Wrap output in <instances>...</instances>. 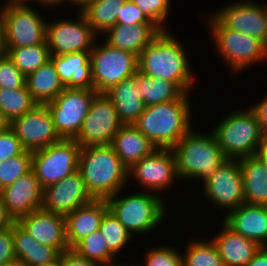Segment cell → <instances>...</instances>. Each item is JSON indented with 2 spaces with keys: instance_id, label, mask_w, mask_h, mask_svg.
<instances>
[{
  "instance_id": "31",
  "label": "cell",
  "mask_w": 267,
  "mask_h": 266,
  "mask_svg": "<svg viewBox=\"0 0 267 266\" xmlns=\"http://www.w3.org/2000/svg\"><path fill=\"white\" fill-rule=\"evenodd\" d=\"M141 97L145 106L177 100L184 92L169 80L149 77L140 71L135 73Z\"/></svg>"
},
{
  "instance_id": "7",
  "label": "cell",
  "mask_w": 267,
  "mask_h": 266,
  "mask_svg": "<svg viewBox=\"0 0 267 266\" xmlns=\"http://www.w3.org/2000/svg\"><path fill=\"white\" fill-rule=\"evenodd\" d=\"M208 18L215 50L223 57L232 72L230 74H238L252 64L267 61V46L259 39L224 28L212 15Z\"/></svg>"
},
{
  "instance_id": "43",
  "label": "cell",
  "mask_w": 267,
  "mask_h": 266,
  "mask_svg": "<svg viewBox=\"0 0 267 266\" xmlns=\"http://www.w3.org/2000/svg\"><path fill=\"white\" fill-rule=\"evenodd\" d=\"M116 24L137 25V24H154L131 0H127L121 7Z\"/></svg>"
},
{
  "instance_id": "55",
  "label": "cell",
  "mask_w": 267,
  "mask_h": 266,
  "mask_svg": "<svg viewBox=\"0 0 267 266\" xmlns=\"http://www.w3.org/2000/svg\"><path fill=\"white\" fill-rule=\"evenodd\" d=\"M7 3H25V4H29L31 3L30 1L32 0H6Z\"/></svg>"
},
{
  "instance_id": "38",
  "label": "cell",
  "mask_w": 267,
  "mask_h": 266,
  "mask_svg": "<svg viewBox=\"0 0 267 266\" xmlns=\"http://www.w3.org/2000/svg\"><path fill=\"white\" fill-rule=\"evenodd\" d=\"M32 170V152L21 154L0 163V190L14 183L19 177Z\"/></svg>"
},
{
  "instance_id": "33",
  "label": "cell",
  "mask_w": 267,
  "mask_h": 266,
  "mask_svg": "<svg viewBox=\"0 0 267 266\" xmlns=\"http://www.w3.org/2000/svg\"><path fill=\"white\" fill-rule=\"evenodd\" d=\"M2 50L25 77L49 61L51 57L46 41L34 46L2 48Z\"/></svg>"
},
{
  "instance_id": "25",
  "label": "cell",
  "mask_w": 267,
  "mask_h": 266,
  "mask_svg": "<svg viewBox=\"0 0 267 266\" xmlns=\"http://www.w3.org/2000/svg\"><path fill=\"white\" fill-rule=\"evenodd\" d=\"M104 94L114 104L123 125L134 124L146 107L135 74L110 87Z\"/></svg>"
},
{
  "instance_id": "27",
  "label": "cell",
  "mask_w": 267,
  "mask_h": 266,
  "mask_svg": "<svg viewBox=\"0 0 267 266\" xmlns=\"http://www.w3.org/2000/svg\"><path fill=\"white\" fill-rule=\"evenodd\" d=\"M110 145L128 169L157 149L134 124L122 125Z\"/></svg>"
},
{
  "instance_id": "11",
  "label": "cell",
  "mask_w": 267,
  "mask_h": 266,
  "mask_svg": "<svg viewBox=\"0 0 267 266\" xmlns=\"http://www.w3.org/2000/svg\"><path fill=\"white\" fill-rule=\"evenodd\" d=\"M97 93L94 89L65 88L53 101L45 104L61 139L76 138Z\"/></svg>"
},
{
  "instance_id": "20",
  "label": "cell",
  "mask_w": 267,
  "mask_h": 266,
  "mask_svg": "<svg viewBox=\"0 0 267 266\" xmlns=\"http://www.w3.org/2000/svg\"><path fill=\"white\" fill-rule=\"evenodd\" d=\"M43 192L35 172L31 170L0 190V197L8 212L17 220L42 208Z\"/></svg>"
},
{
  "instance_id": "54",
  "label": "cell",
  "mask_w": 267,
  "mask_h": 266,
  "mask_svg": "<svg viewBox=\"0 0 267 266\" xmlns=\"http://www.w3.org/2000/svg\"><path fill=\"white\" fill-rule=\"evenodd\" d=\"M2 266H29V265L23 262L22 260L14 259L13 261H9Z\"/></svg>"
},
{
  "instance_id": "15",
  "label": "cell",
  "mask_w": 267,
  "mask_h": 266,
  "mask_svg": "<svg viewBox=\"0 0 267 266\" xmlns=\"http://www.w3.org/2000/svg\"><path fill=\"white\" fill-rule=\"evenodd\" d=\"M131 177L143 190L161 195V191L171 188L179 180L173 150L157 148L128 169V182Z\"/></svg>"
},
{
  "instance_id": "28",
  "label": "cell",
  "mask_w": 267,
  "mask_h": 266,
  "mask_svg": "<svg viewBox=\"0 0 267 266\" xmlns=\"http://www.w3.org/2000/svg\"><path fill=\"white\" fill-rule=\"evenodd\" d=\"M25 85L33 99L40 105L53 101L66 88L51 59L28 74Z\"/></svg>"
},
{
  "instance_id": "53",
  "label": "cell",
  "mask_w": 267,
  "mask_h": 266,
  "mask_svg": "<svg viewBox=\"0 0 267 266\" xmlns=\"http://www.w3.org/2000/svg\"><path fill=\"white\" fill-rule=\"evenodd\" d=\"M41 266H63V259H62V253H60V255L55 258L53 261L46 263L44 265Z\"/></svg>"
},
{
  "instance_id": "42",
  "label": "cell",
  "mask_w": 267,
  "mask_h": 266,
  "mask_svg": "<svg viewBox=\"0 0 267 266\" xmlns=\"http://www.w3.org/2000/svg\"><path fill=\"white\" fill-rule=\"evenodd\" d=\"M24 150L21 141L10 127L0 132V163L21 154Z\"/></svg>"
},
{
  "instance_id": "13",
  "label": "cell",
  "mask_w": 267,
  "mask_h": 266,
  "mask_svg": "<svg viewBox=\"0 0 267 266\" xmlns=\"http://www.w3.org/2000/svg\"><path fill=\"white\" fill-rule=\"evenodd\" d=\"M122 125L114 104L104 93H97L74 140L81 147L110 145Z\"/></svg>"
},
{
  "instance_id": "9",
  "label": "cell",
  "mask_w": 267,
  "mask_h": 266,
  "mask_svg": "<svg viewBox=\"0 0 267 266\" xmlns=\"http://www.w3.org/2000/svg\"><path fill=\"white\" fill-rule=\"evenodd\" d=\"M95 44L90 52L93 89L104 93L110 87L133 76L138 71V56L112 47L105 40Z\"/></svg>"
},
{
  "instance_id": "45",
  "label": "cell",
  "mask_w": 267,
  "mask_h": 266,
  "mask_svg": "<svg viewBox=\"0 0 267 266\" xmlns=\"http://www.w3.org/2000/svg\"><path fill=\"white\" fill-rule=\"evenodd\" d=\"M63 266H102L78 254L72 248L62 252Z\"/></svg>"
},
{
  "instance_id": "29",
  "label": "cell",
  "mask_w": 267,
  "mask_h": 266,
  "mask_svg": "<svg viewBox=\"0 0 267 266\" xmlns=\"http://www.w3.org/2000/svg\"><path fill=\"white\" fill-rule=\"evenodd\" d=\"M241 166L244 203L267 206V172L255 157L239 159Z\"/></svg>"
},
{
  "instance_id": "6",
  "label": "cell",
  "mask_w": 267,
  "mask_h": 266,
  "mask_svg": "<svg viewBox=\"0 0 267 266\" xmlns=\"http://www.w3.org/2000/svg\"><path fill=\"white\" fill-rule=\"evenodd\" d=\"M211 132L228 159L254 156L267 141L250 107L229 112Z\"/></svg>"
},
{
  "instance_id": "50",
  "label": "cell",
  "mask_w": 267,
  "mask_h": 266,
  "mask_svg": "<svg viewBox=\"0 0 267 266\" xmlns=\"http://www.w3.org/2000/svg\"><path fill=\"white\" fill-rule=\"evenodd\" d=\"M34 1V0H32ZM36 2H38L39 5H42V7L48 8L50 9V7L54 8L58 5H60L62 2V4H66L64 2H68L69 0H35ZM54 6V7H53Z\"/></svg>"
},
{
  "instance_id": "44",
  "label": "cell",
  "mask_w": 267,
  "mask_h": 266,
  "mask_svg": "<svg viewBox=\"0 0 267 266\" xmlns=\"http://www.w3.org/2000/svg\"><path fill=\"white\" fill-rule=\"evenodd\" d=\"M16 259L12 237V227L0 229V266Z\"/></svg>"
},
{
  "instance_id": "49",
  "label": "cell",
  "mask_w": 267,
  "mask_h": 266,
  "mask_svg": "<svg viewBox=\"0 0 267 266\" xmlns=\"http://www.w3.org/2000/svg\"><path fill=\"white\" fill-rule=\"evenodd\" d=\"M254 156L261 162L267 172V141Z\"/></svg>"
},
{
  "instance_id": "19",
  "label": "cell",
  "mask_w": 267,
  "mask_h": 266,
  "mask_svg": "<svg viewBox=\"0 0 267 266\" xmlns=\"http://www.w3.org/2000/svg\"><path fill=\"white\" fill-rule=\"evenodd\" d=\"M93 198L86 189L79 170L63 180L51 184L44 189L42 208L65 216Z\"/></svg>"
},
{
  "instance_id": "34",
  "label": "cell",
  "mask_w": 267,
  "mask_h": 266,
  "mask_svg": "<svg viewBox=\"0 0 267 266\" xmlns=\"http://www.w3.org/2000/svg\"><path fill=\"white\" fill-rule=\"evenodd\" d=\"M37 105L26 85L19 89L0 88V109L10 122Z\"/></svg>"
},
{
  "instance_id": "18",
  "label": "cell",
  "mask_w": 267,
  "mask_h": 266,
  "mask_svg": "<svg viewBox=\"0 0 267 266\" xmlns=\"http://www.w3.org/2000/svg\"><path fill=\"white\" fill-rule=\"evenodd\" d=\"M16 223L38 243L55 248L59 253L69 248L65 217L61 214L41 208L19 217Z\"/></svg>"
},
{
  "instance_id": "39",
  "label": "cell",
  "mask_w": 267,
  "mask_h": 266,
  "mask_svg": "<svg viewBox=\"0 0 267 266\" xmlns=\"http://www.w3.org/2000/svg\"><path fill=\"white\" fill-rule=\"evenodd\" d=\"M170 245L153 246L146 251L144 265L134 266H183V257L181 250ZM181 252V253H180Z\"/></svg>"
},
{
  "instance_id": "46",
  "label": "cell",
  "mask_w": 267,
  "mask_h": 266,
  "mask_svg": "<svg viewBox=\"0 0 267 266\" xmlns=\"http://www.w3.org/2000/svg\"><path fill=\"white\" fill-rule=\"evenodd\" d=\"M253 105L250 108L256 113L261 131L267 139V97Z\"/></svg>"
},
{
  "instance_id": "47",
  "label": "cell",
  "mask_w": 267,
  "mask_h": 266,
  "mask_svg": "<svg viewBox=\"0 0 267 266\" xmlns=\"http://www.w3.org/2000/svg\"><path fill=\"white\" fill-rule=\"evenodd\" d=\"M16 223L14 217L8 212L0 197V229L12 227Z\"/></svg>"
},
{
  "instance_id": "57",
  "label": "cell",
  "mask_w": 267,
  "mask_h": 266,
  "mask_svg": "<svg viewBox=\"0 0 267 266\" xmlns=\"http://www.w3.org/2000/svg\"><path fill=\"white\" fill-rule=\"evenodd\" d=\"M118 266H134V264L133 265L132 264L131 265L130 264L129 265L128 264L126 265V264H123V262H122V264H120Z\"/></svg>"
},
{
  "instance_id": "56",
  "label": "cell",
  "mask_w": 267,
  "mask_h": 266,
  "mask_svg": "<svg viewBox=\"0 0 267 266\" xmlns=\"http://www.w3.org/2000/svg\"><path fill=\"white\" fill-rule=\"evenodd\" d=\"M0 52H3V50H2V21H1V11H0Z\"/></svg>"
},
{
  "instance_id": "12",
  "label": "cell",
  "mask_w": 267,
  "mask_h": 266,
  "mask_svg": "<svg viewBox=\"0 0 267 266\" xmlns=\"http://www.w3.org/2000/svg\"><path fill=\"white\" fill-rule=\"evenodd\" d=\"M78 18L61 19L46 24V42L52 55L91 52L97 35L81 11Z\"/></svg>"
},
{
  "instance_id": "23",
  "label": "cell",
  "mask_w": 267,
  "mask_h": 266,
  "mask_svg": "<svg viewBox=\"0 0 267 266\" xmlns=\"http://www.w3.org/2000/svg\"><path fill=\"white\" fill-rule=\"evenodd\" d=\"M222 230L210 239L223 260L224 266H245L261 248L257 243L234 232L224 222Z\"/></svg>"
},
{
  "instance_id": "51",
  "label": "cell",
  "mask_w": 267,
  "mask_h": 266,
  "mask_svg": "<svg viewBox=\"0 0 267 266\" xmlns=\"http://www.w3.org/2000/svg\"><path fill=\"white\" fill-rule=\"evenodd\" d=\"M94 0H69V3L71 6H76L79 9V11L83 10L89 3L93 2Z\"/></svg>"
},
{
  "instance_id": "35",
  "label": "cell",
  "mask_w": 267,
  "mask_h": 266,
  "mask_svg": "<svg viewBox=\"0 0 267 266\" xmlns=\"http://www.w3.org/2000/svg\"><path fill=\"white\" fill-rule=\"evenodd\" d=\"M72 249L92 262L102 266H118L116 257L107 249L100 230L85 236L78 241ZM115 258V259H114Z\"/></svg>"
},
{
  "instance_id": "14",
  "label": "cell",
  "mask_w": 267,
  "mask_h": 266,
  "mask_svg": "<svg viewBox=\"0 0 267 266\" xmlns=\"http://www.w3.org/2000/svg\"><path fill=\"white\" fill-rule=\"evenodd\" d=\"M236 1V2H234ZM232 0L211 14L224 28L255 37L267 46L266 3ZM263 4V5H262Z\"/></svg>"
},
{
  "instance_id": "22",
  "label": "cell",
  "mask_w": 267,
  "mask_h": 266,
  "mask_svg": "<svg viewBox=\"0 0 267 266\" xmlns=\"http://www.w3.org/2000/svg\"><path fill=\"white\" fill-rule=\"evenodd\" d=\"M107 211L106 200L93 199L91 202L66 214L64 216L66 240L69 248H72L85 236L99 230L101 220Z\"/></svg>"
},
{
  "instance_id": "24",
  "label": "cell",
  "mask_w": 267,
  "mask_h": 266,
  "mask_svg": "<svg viewBox=\"0 0 267 266\" xmlns=\"http://www.w3.org/2000/svg\"><path fill=\"white\" fill-rule=\"evenodd\" d=\"M66 88L93 89L90 52H74L50 57Z\"/></svg>"
},
{
  "instance_id": "37",
  "label": "cell",
  "mask_w": 267,
  "mask_h": 266,
  "mask_svg": "<svg viewBox=\"0 0 267 266\" xmlns=\"http://www.w3.org/2000/svg\"><path fill=\"white\" fill-rule=\"evenodd\" d=\"M99 230L106 242L107 249L115 257H118L119 252L121 253L128 243L133 240L131 234L109 210L104 214Z\"/></svg>"
},
{
  "instance_id": "40",
  "label": "cell",
  "mask_w": 267,
  "mask_h": 266,
  "mask_svg": "<svg viewBox=\"0 0 267 266\" xmlns=\"http://www.w3.org/2000/svg\"><path fill=\"white\" fill-rule=\"evenodd\" d=\"M142 13L161 30L165 27L166 19L171 11V0H131Z\"/></svg>"
},
{
  "instance_id": "32",
  "label": "cell",
  "mask_w": 267,
  "mask_h": 266,
  "mask_svg": "<svg viewBox=\"0 0 267 266\" xmlns=\"http://www.w3.org/2000/svg\"><path fill=\"white\" fill-rule=\"evenodd\" d=\"M127 0H94L89 3L81 12L86 17L93 32L106 34L116 24L121 7Z\"/></svg>"
},
{
  "instance_id": "4",
  "label": "cell",
  "mask_w": 267,
  "mask_h": 266,
  "mask_svg": "<svg viewBox=\"0 0 267 266\" xmlns=\"http://www.w3.org/2000/svg\"><path fill=\"white\" fill-rule=\"evenodd\" d=\"M176 158L178 179H199L204 182L228 159L221 151L214 135L193 130L172 148Z\"/></svg>"
},
{
  "instance_id": "3",
  "label": "cell",
  "mask_w": 267,
  "mask_h": 266,
  "mask_svg": "<svg viewBox=\"0 0 267 266\" xmlns=\"http://www.w3.org/2000/svg\"><path fill=\"white\" fill-rule=\"evenodd\" d=\"M78 170L93 199L106 200L130 185L128 168L111 145L81 147Z\"/></svg>"
},
{
  "instance_id": "8",
  "label": "cell",
  "mask_w": 267,
  "mask_h": 266,
  "mask_svg": "<svg viewBox=\"0 0 267 266\" xmlns=\"http://www.w3.org/2000/svg\"><path fill=\"white\" fill-rule=\"evenodd\" d=\"M4 4L0 8L2 48L34 46L46 41L47 22L35 7L6 1Z\"/></svg>"
},
{
  "instance_id": "1",
  "label": "cell",
  "mask_w": 267,
  "mask_h": 266,
  "mask_svg": "<svg viewBox=\"0 0 267 266\" xmlns=\"http://www.w3.org/2000/svg\"><path fill=\"white\" fill-rule=\"evenodd\" d=\"M190 66L184 44L168 30H161L138 56V71L174 82L184 93H190L195 85Z\"/></svg>"
},
{
  "instance_id": "36",
  "label": "cell",
  "mask_w": 267,
  "mask_h": 266,
  "mask_svg": "<svg viewBox=\"0 0 267 266\" xmlns=\"http://www.w3.org/2000/svg\"><path fill=\"white\" fill-rule=\"evenodd\" d=\"M209 240V241H208ZM193 240L182 253L183 266H224L216 245L211 239Z\"/></svg>"
},
{
  "instance_id": "2",
  "label": "cell",
  "mask_w": 267,
  "mask_h": 266,
  "mask_svg": "<svg viewBox=\"0 0 267 266\" xmlns=\"http://www.w3.org/2000/svg\"><path fill=\"white\" fill-rule=\"evenodd\" d=\"M191 107L190 93H183L175 101L146 106L134 126L157 148L172 149L194 127Z\"/></svg>"
},
{
  "instance_id": "52",
  "label": "cell",
  "mask_w": 267,
  "mask_h": 266,
  "mask_svg": "<svg viewBox=\"0 0 267 266\" xmlns=\"http://www.w3.org/2000/svg\"><path fill=\"white\" fill-rule=\"evenodd\" d=\"M10 127V121L6 118L3 111L0 109V132L7 130Z\"/></svg>"
},
{
  "instance_id": "26",
  "label": "cell",
  "mask_w": 267,
  "mask_h": 266,
  "mask_svg": "<svg viewBox=\"0 0 267 266\" xmlns=\"http://www.w3.org/2000/svg\"><path fill=\"white\" fill-rule=\"evenodd\" d=\"M160 32L161 29L155 24H115L106 32L105 41L112 47L139 56Z\"/></svg>"
},
{
  "instance_id": "17",
  "label": "cell",
  "mask_w": 267,
  "mask_h": 266,
  "mask_svg": "<svg viewBox=\"0 0 267 266\" xmlns=\"http://www.w3.org/2000/svg\"><path fill=\"white\" fill-rule=\"evenodd\" d=\"M10 128L21 141L25 150L33 152L59 142L51 112L46 105L34 109L10 122Z\"/></svg>"
},
{
  "instance_id": "16",
  "label": "cell",
  "mask_w": 267,
  "mask_h": 266,
  "mask_svg": "<svg viewBox=\"0 0 267 266\" xmlns=\"http://www.w3.org/2000/svg\"><path fill=\"white\" fill-rule=\"evenodd\" d=\"M203 184L204 196L218 209L229 211L244 203L239 159H227Z\"/></svg>"
},
{
  "instance_id": "21",
  "label": "cell",
  "mask_w": 267,
  "mask_h": 266,
  "mask_svg": "<svg viewBox=\"0 0 267 266\" xmlns=\"http://www.w3.org/2000/svg\"><path fill=\"white\" fill-rule=\"evenodd\" d=\"M225 215L222 221L230 229L267 247V206L243 203Z\"/></svg>"
},
{
  "instance_id": "48",
  "label": "cell",
  "mask_w": 267,
  "mask_h": 266,
  "mask_svg": "<svg viewBox=\"0 0 267 266\" xmlns=\"http://www.w3.org/2000/svg\"><path fill=\"white\" fill-rule=\"evenodd\" d=\"M245 266H267V247H261Z\"/></svg>"
},
{
  "instance_id": "30",
  "label": "cell",
  "mask_w": 267,
  "mask_h": 266,
  "mask_svg": "<svg viewBox=\"0 0 267 266\" xmlns=\"http://www.w3.org/2000/svg\"><path fill=\"white\" fill-rule=\"evenodd\" d=\"M12 237L16 259L29 266H41L53 261L60 253L52 247L38 243L17 223L12 226Z\"/></svg>"
},
{
  "instance_id": "5",
  "label": "cell",
  "mask_w": 267,
  "mask_h": 266,
  "mask_svg": "<svg viewBox=\"0 0 267 266\" xmlns=\"http://www.w3.org/2000/svg\"><path fill=\"white\" fill-rule=\"evenodd\" d=\"M122 191L106 199V202L108 210L132 237L135 234H150L160 227L167 215L165 206L167 204L162 195L140 190L137 193L121 196Z\"/></svg>"
},
{
  "instance_id": "41",
  "label": "cell",
  "mask_w": 267,
  "mask_h": 266,
  "mask_svg": "<svg viewBox=\"0 0 267 266\" xmlns=\"http://www.w3.org/2000/svg\"><path fill=\"white\" fill-rule=\"evenodd\" d=\"M26 84V77L13 64L12 60L2 52L0 54V88L19 89Z\"/></svg>"
},
{
  "instance_id": "10",
  "label": "cell",
  "mask_w": 267,
  "mask_h": 266,
  "mask_svg": "<svg viewBox=\"0 0 267 266\" xmlns=\"http://www.w3.org/2000/svg\"><path fill=\"white\" fill-rule=\"evenodd\" d=\"M81 146L74 139H61L40 150L32 152V170L40 186L63 180L78 170Z\"/></svg>"
}]
</instances>
